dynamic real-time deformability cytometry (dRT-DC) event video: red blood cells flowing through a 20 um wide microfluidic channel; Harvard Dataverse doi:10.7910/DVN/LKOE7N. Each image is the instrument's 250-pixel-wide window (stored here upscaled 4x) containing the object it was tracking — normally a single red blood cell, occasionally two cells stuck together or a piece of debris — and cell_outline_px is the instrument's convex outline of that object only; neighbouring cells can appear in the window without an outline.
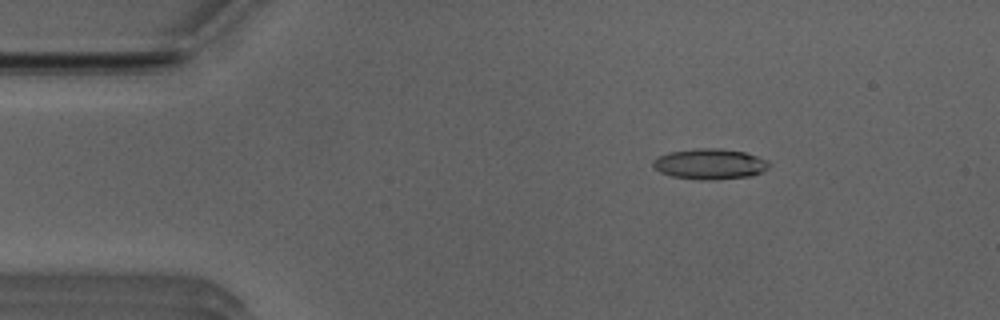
{"species": "Egyptian fruit bat (a non-hibernating species)", "species_latin": "Rousettus aegyptiacus", "temperature_condition": "room temperature", "stored_images_in_passage": 52, "camera_frame_rate_fps": 3000, "um_per_image_px": 0.085, "animal": {"sex": "male"}, "frame": {"image": 1, "passage_image": 8, "time_ms": 2.333, "image_size_px": [1000, 320], "cell_outline_px": [[772, 164], [768, 168], [752, 176], [716, 180], [696, 180], [672, 176], [660, 172], [652, 164], [652, 160], [668, 152], [700, 148], [720, 148], [744, 152], [756, 156]], "centroid_in_image_um": [60.33, 13.95], "position_along_channel_um": 24.7, "area_um2": 20.69}}
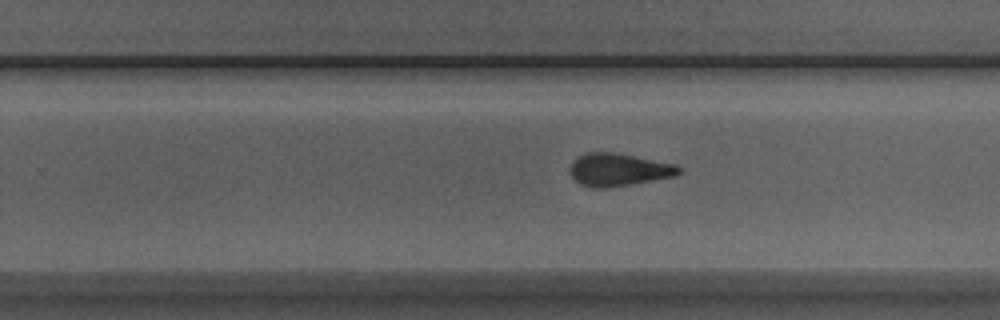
{"frame": {"image": 2, "passage_image": 32, "time_ms": 10.333, "image_size_px": [1000, 320], "cell_outline_px": [[680, 172], [676, 176], [608, 188], [596, 188], [580, 184], [568, 172], [576, 156], [588, 152], [616, 152], [676, 164], [680, 168]], "centroid_in_image_um": [52.57, 14.41], "position_along_channel_um": 277.2, "area_um2": 20.81}}
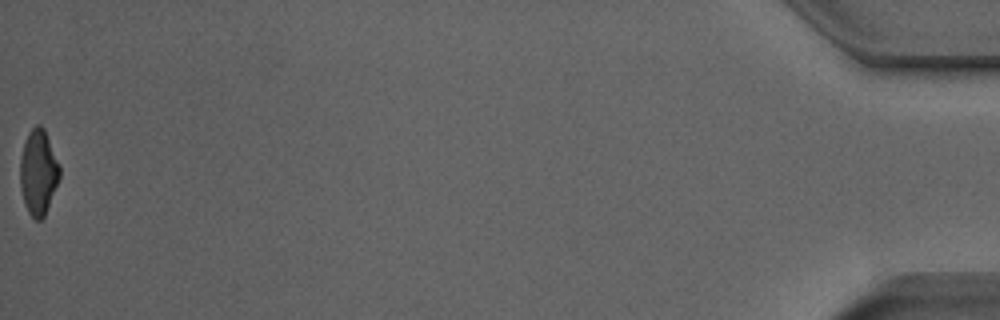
{"frame": {"image": 3, "passage_image": 52, "time_ms": 17.0, "image_size_px": [1000, 320], "cell_outline_px": [[60, 180], [44, 216], [40, 220], [36, 220], [28, 212], [20, 188], [20, 160], [24, 144], [28, 132], [36, 124], [40, 124], [44, 128], [60, 164]], "centroid_in_image_um": [3.28, 14.62], "position_along_channel_um": 431.9, "area_um2": 19.71}, "authors_computed_cell_mechanics": {"area_um2": 20.4034, "velocity_mm_per_s": 3.953, "shape_relaxation_time_tau1_ms": 4.2917, "shape_relaxation_time_tau2_ms": 2.0514, "deformation_change_tau1": 0.1861, "deformation_change_tau2": 0.1133}}